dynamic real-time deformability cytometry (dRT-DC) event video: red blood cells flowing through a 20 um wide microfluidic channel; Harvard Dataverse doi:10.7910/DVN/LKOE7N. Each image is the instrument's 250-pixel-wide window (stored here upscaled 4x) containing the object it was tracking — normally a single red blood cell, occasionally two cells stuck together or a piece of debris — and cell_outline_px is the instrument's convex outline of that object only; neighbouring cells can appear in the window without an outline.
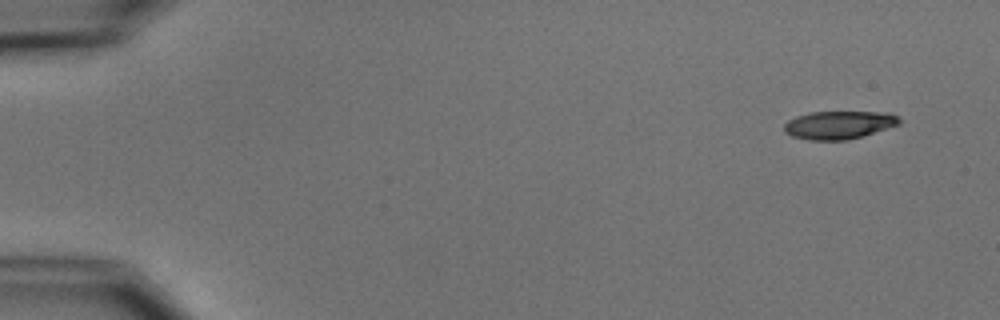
{"species": "common noctule bat (a hibernating species)", "species_latin": "Nyctalus noctula", "temperature_condition": "cold", "stored_images_in_passage": 5, "camera_frame_rate_fps": 3000, "um_per_image_px": 0.085, "animal": {"sex": "male", "body_mass_g": 15.6}, "frame": {"image": 1, "passage_image": 1, "time_ms": 0.0, "image_size_px": [1000, 320], "cell_outline_px": [[900, 124], [860, 136], [844, 140], [808, 140], [792, 136], [784, 132], [784, 124], [788, 120], [796, 116], [808, 112], [888, 112], [896, 116], [900, 120]], "centroid_in_image_um": [71.25, 10.61], "position_along_channel_um": 13.7, "area_um2": 18.67}}
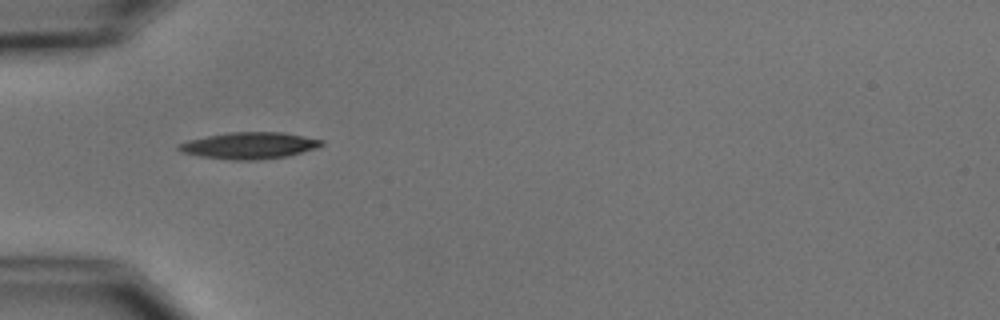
{"frame": {"image": 2, "passage_image": 4, "time_ms": 4.667, "image_size_px": [1000, 320], "cell_outline_px": [[324, 144], [316, 148], [288, 156], [256, 160], [232, 160], [200, 156], [184, 152], [176, 148], [176, 144], [188, 140], [208, 136], [232, 132], [284, 132], [324, 140]], "centroid_in_image_um": [21.21, 12.37], "position_along_channel_um": 63.8, "area_um2": 22.08}}